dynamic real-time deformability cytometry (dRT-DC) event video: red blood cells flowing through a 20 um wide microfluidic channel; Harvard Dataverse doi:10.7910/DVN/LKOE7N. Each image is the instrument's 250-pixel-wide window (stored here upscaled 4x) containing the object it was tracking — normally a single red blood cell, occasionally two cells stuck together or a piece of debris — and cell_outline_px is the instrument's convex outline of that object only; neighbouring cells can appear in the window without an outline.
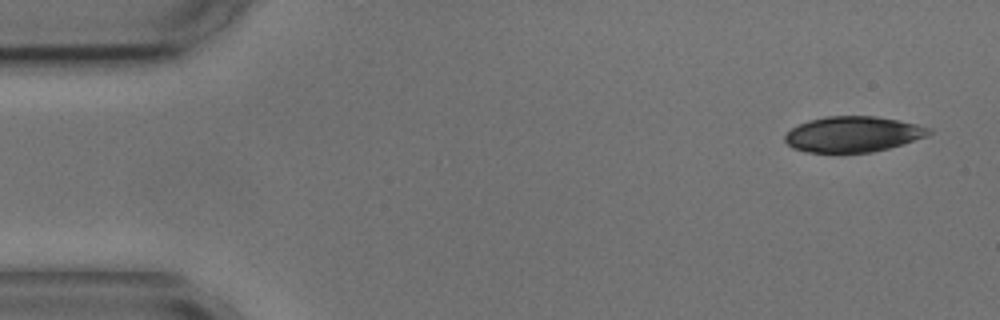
{"species": "common noctule bat (a hibernating species)", "species_latin": "Nyctalus noctula", "temperature_condition": "cold", "stored_images_in_passage": 5, "camera_frame_rate_fps": 3000, "um_per_image_px": 0.085, "animal": {"sex": "male", "body_mass_g": 17.9, "forearm_length_mm": 54.2}, "frame": {"image": 1, "passage_image": 1, "time_ms": 0.0, "image_size_px": [1000, 320], "cell_outline_px": [[932, 132], [928, 136], [888, 148], [872, 152], [804, 152], [792, 148], [784, 140], [784, 136], [792, 128], [808, 120], [824, 116], [876, 116], [900, 120], [932, 128]], "centroid_in_image_um": [72.51, 11.4], "position_along_channel_um": 12.5, "area_um2": 29.94}}
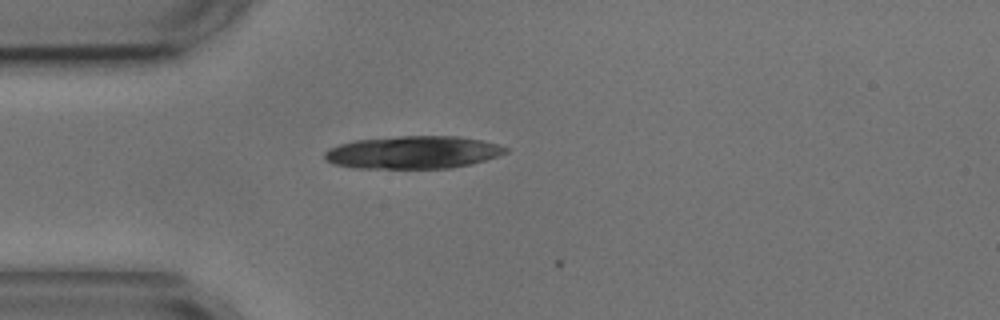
{"frame": {"image": 2, "passage_image": 4, "time_ms": 3.667, "image_size_px": [1000, 320], "cell_outline_px": [[508, 152], [484, 160], [452, 168], [352, 168], [332, 164], [324, 160], [324, 152], [328, 148], [340, 144], [356, 140], [400, 136], [456, 136], [484, 140], [500, 144], [508, 148]], "centroid_in_image_um": [35.08, 12.95], "position_along_channel_um": 49.9, "area_um2": 34.62}}